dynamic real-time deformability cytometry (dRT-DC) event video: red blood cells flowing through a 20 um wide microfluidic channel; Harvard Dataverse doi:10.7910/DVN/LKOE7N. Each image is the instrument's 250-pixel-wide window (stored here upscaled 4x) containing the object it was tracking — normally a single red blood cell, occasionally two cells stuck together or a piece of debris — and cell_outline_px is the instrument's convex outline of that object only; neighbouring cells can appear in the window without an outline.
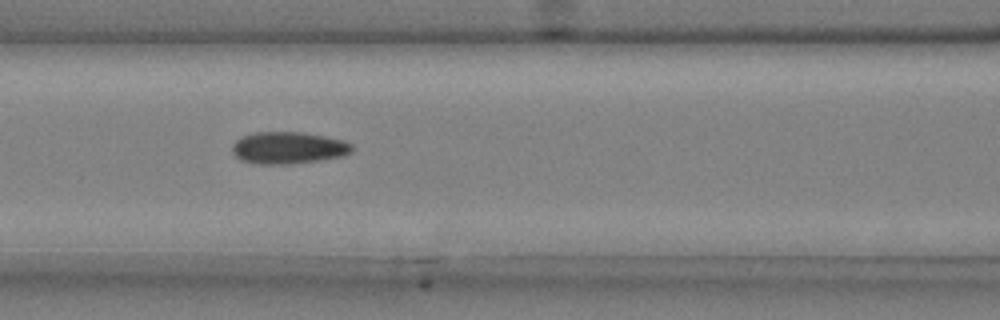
{"species": "common noctule bat (a hibernating species)", "species_latin": "Nyctalus noctula", "temperature_condition": "cold", "stored_images_in_passage": 26, "camera_frame_rate_fps": 3000, "um_per_image_px": 0.085, "animal": {"sex": "male", "body_mass_g": 20.4}, "frame": {"image": 1, "passage_image": 10, "time_ms": 3.0, "image_size_px": [1000, 320], "cell_outline_px": [[352, 152], [344, 156], [320, 160], [292, 164], [256, 164], [240, 160], [232, 152], [232, 144], [236, 140], [244, 136], [256, 132], [300, 132], [324, 136], [344, 140], [352, 144]], "centroid_in_image_um": [24.51, 12.57], "position_along_channel_um": 142.1, "area_um2": 22.43}}
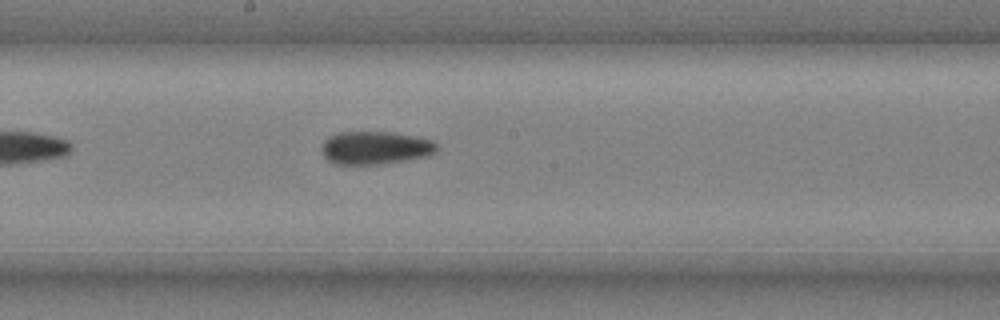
{"frame": {"image": 2, "passage_image": 16, "time_ms": 5.0, "image_size_px": [1000, 320], "cell_outline_px": [[440, 148], [436, 152], [428, 156], [384, 164], [336, 164], [328, 160], [324, 156], [320, 148], [324, 140], [328, 136], [340, 132], [392, 132], [420, 136], [432, 140]], "centroid_in_image_um": [31.93, 12.56], "position_along_channel_um": 216.3, "area_um2": 22.54}}
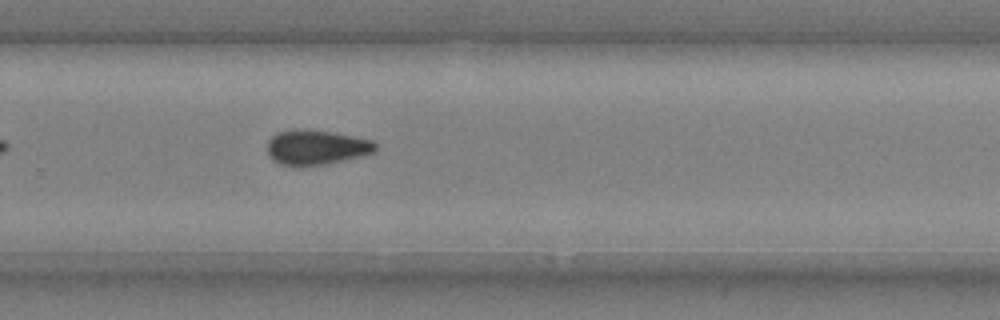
{"frame": {"image": 3, "passage_image": 23, "time_ms": 7.333, "image_size_px": [1000, 320], "cell_outline_px": [[376, 152], [344, 160], [324, 164], [280, 164], [272, 160], [268, 156], [268, 140], [276, 132], [300, 128], [308, 128], [332, 132], [372, 140], [376, 144]], "centroid_in_image_um": [26.87, 12.49], "position_along_channel_um": 302.9, "area_um2": 21.79}}